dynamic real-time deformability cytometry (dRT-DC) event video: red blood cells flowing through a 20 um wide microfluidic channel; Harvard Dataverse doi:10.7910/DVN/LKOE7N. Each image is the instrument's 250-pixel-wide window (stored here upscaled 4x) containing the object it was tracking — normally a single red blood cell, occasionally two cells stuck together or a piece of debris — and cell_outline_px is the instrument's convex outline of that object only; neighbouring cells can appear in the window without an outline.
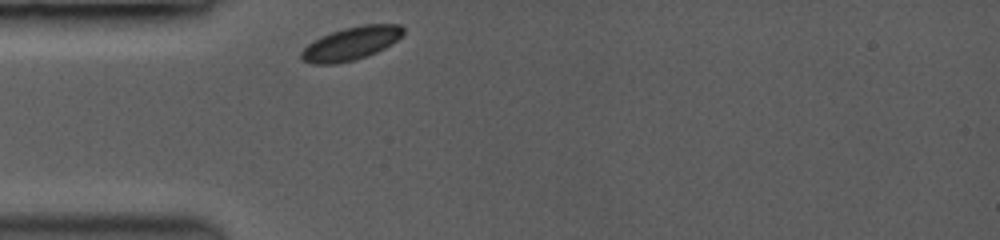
{"species": "common noctule bat (a hibernating species)", "species_latin": "Nyctalus noctula", "temperature_condition": "room temperature", "stored_images_in_passage": 26, "camera_frame_rate_fps": 3500, "um_per_image_px": 0.085, "animal": {"sex": "female", "body_mass_g": 19.0, "forearm_length_mm": 53.3}, "frame": {"image": 1, "passage_image": 1, "time_ms": 0.0, "image_size_px": [1000, 240], "cell_outline_px": [[404, 32], [396, 40], [384, 48], [376, 52], [352, 60], [336, 64], [312, 64], [304, 60], [300, 56], [300, 52], [312, 40], [320, 36], [344, 28], [364, 24], [400, 24], [404, 28]], "centroid_in_image_um": [29.81, 3.68], "position_along_channel_um": 55.2, "area_um2": 19.54}}
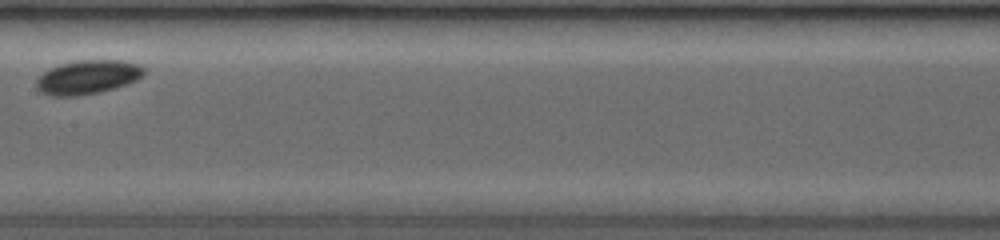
{"frame": {"image": 2, "passage_image": 13, "time_ms": 4.0, "image_size_px": [1000, 240], "cell_outline_px": [[144, 76], [136, 80], [112, 88], [96, 92], [76, 96], [56, 96], [44, 92], [36, 88], [36, 76], [48, 68], [60, 64], [76, 60], [124, 60], [140, 64], [144, 68]], "centroid_in_image_um": [7.43, 6.52], "position_along_channel_um": 200.0, "area_um2": 21.27}}
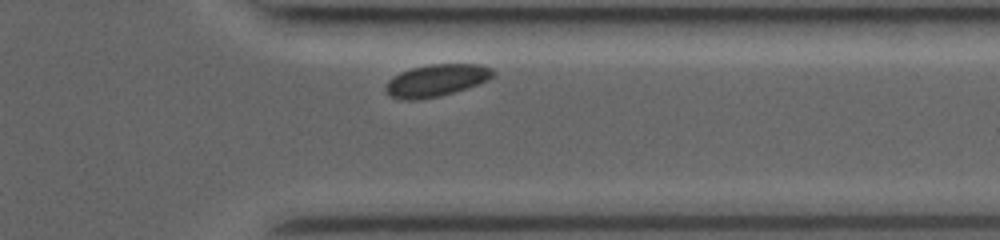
{"frame": {"image": 3, "passage_image": 24, "time_ms": 8.571, "image_size_px": [1000, 240], "cell_outline_px": [[492, 76], [488, 80], [440, 96], [416, 100], [404, 100], [392, 96], [388, 92], [388, 80], [400, 72], [412, 68], [432, 64], [480, 64], [492, 68]], "centroid_in_image_um": [37.09, 6.82], "position_along_channel_um": 374.3, "area_um2": 19.54}}